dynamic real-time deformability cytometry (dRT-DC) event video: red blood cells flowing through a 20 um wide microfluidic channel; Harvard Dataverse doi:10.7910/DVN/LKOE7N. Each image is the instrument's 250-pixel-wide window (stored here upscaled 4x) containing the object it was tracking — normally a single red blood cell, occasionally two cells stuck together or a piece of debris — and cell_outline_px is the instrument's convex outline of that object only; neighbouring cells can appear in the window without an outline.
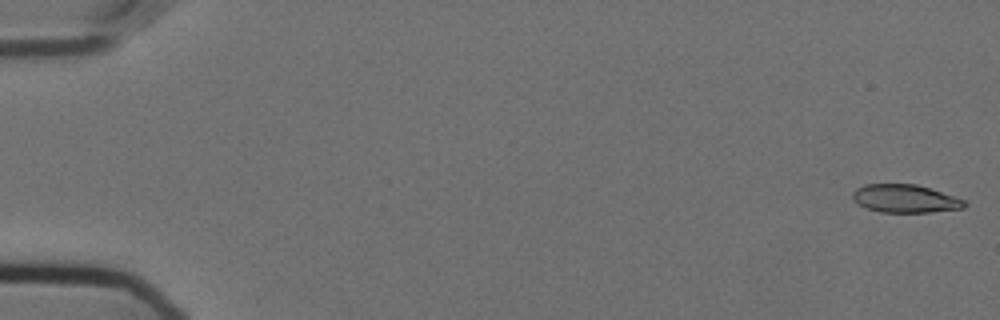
{"species": "Egyptian fruit bat (a non-hibernating species)", "species_latin": "Rousettus aegyptiacus", "temperature_condition": "cold", "stored_images_in_passage": 49, "camera_frame_rate_fps": 3000, "um_per_image_px": 0.085, "animal": {"sex": "female"}, "frame": {"image": 1, "passage_image": 1, "time_ms": 0.0, "image_size_px": [1000, 320], "cell_outline_px": [[968, 204], [964, 208], [928, 212], [880, 212], [864, 208], [852, 200], [852, 192], [856, 188], [864, 184], [916, 184], [956, 196], [964, 200]], "centroid_in_image_um": [76.91, 16.88], "position_along_channel_um": 8.1, "area_um2": 18.5}}
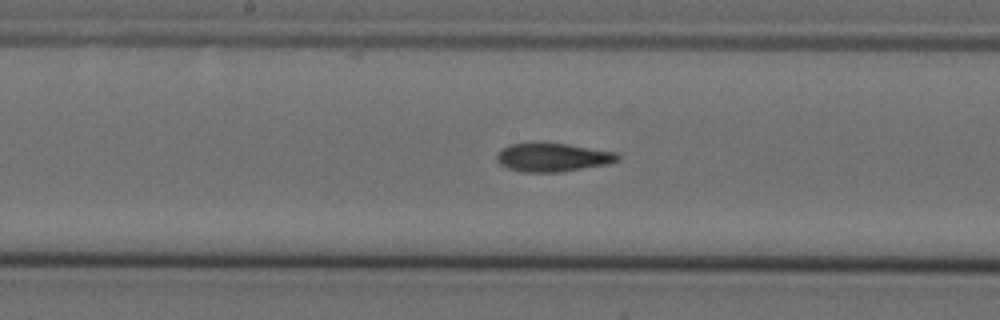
{"frame": {"image": 2, "passage_image": 30, "time_ms": 9.667, "image_size_px": [1000, 320], "cell_outline_px": [[620, 160], [608, 164], [560, 172], [520, 172], [508, 168], [500, 164], [496, 160], [496, 156], [508, 144], [568, 144], [616, 152], [620, 156]], "centroid_in_image_um": [47.01, 13.39], "position_along_channel_um": 201.2, "area_um2": 19.83}}
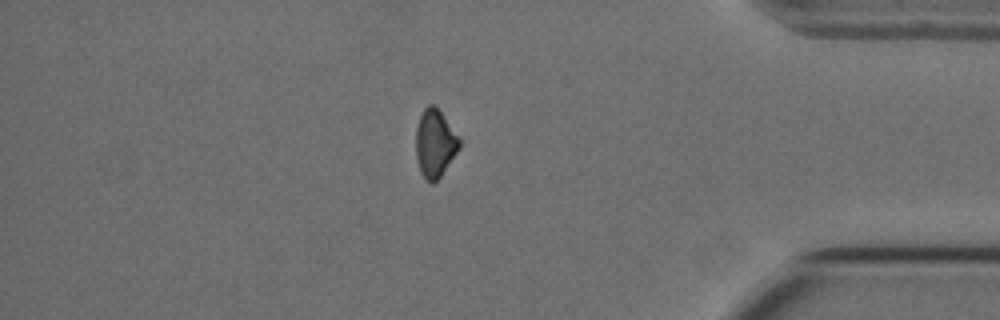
{"frame": {"image": 3, "passage_image": 48, "time_ms": 15.667, "image_size_px": [1000, 320], "cell_outline_px": [[460, 148], [440, 176], [432, 184], [420, 172], [416, 156], [416, 128], [420, 116], [424, 108], [428, 104], [432, 104], [440, 112], [460, 140]], "centroid_in_image_um": [36.95, 12.19], "position_along_channel_um": 398.3, "area_um2": 16.7}}